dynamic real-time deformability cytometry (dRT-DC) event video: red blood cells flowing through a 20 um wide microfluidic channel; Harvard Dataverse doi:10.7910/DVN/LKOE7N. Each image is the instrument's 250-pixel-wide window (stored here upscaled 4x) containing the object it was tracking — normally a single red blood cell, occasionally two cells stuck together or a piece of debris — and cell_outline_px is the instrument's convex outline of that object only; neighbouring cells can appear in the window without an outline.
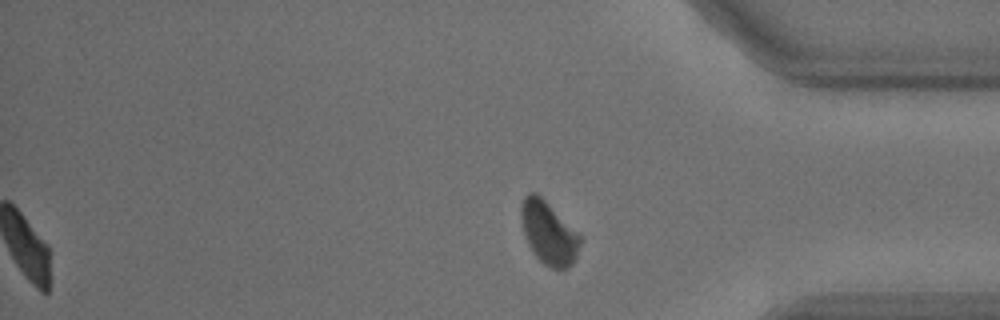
{"species": "common noctule bat (a hibernating species)", "species_latin": "Nyctalus noctula", "temperature_condition": "cold", "stored_images_in_passage": 47, "segment_of_instrument_passage": [2, 2], "camera_frame_rate_fps": 3000, "um_per_image_px": 0.085, "animal": {"sex": "male", "body_mass_g": 18.8}, "frame": {"image": 1, "passage_image": 47, "time_ms": 15.333, "image_size_px": [1000, 320], "cell_outline_px": [[584, 240], [572, 264], [568, 268], [552, 268], [544, 264], [532, 252], [528, 244], [524, 232], [520, 216], [520, 208], [524, 196], [528, 192], [536, 192]], "centroid_in_image_um": [46.62, 19.81], "position_along_channel_um": 388.6, "area_um2": 21.33}}